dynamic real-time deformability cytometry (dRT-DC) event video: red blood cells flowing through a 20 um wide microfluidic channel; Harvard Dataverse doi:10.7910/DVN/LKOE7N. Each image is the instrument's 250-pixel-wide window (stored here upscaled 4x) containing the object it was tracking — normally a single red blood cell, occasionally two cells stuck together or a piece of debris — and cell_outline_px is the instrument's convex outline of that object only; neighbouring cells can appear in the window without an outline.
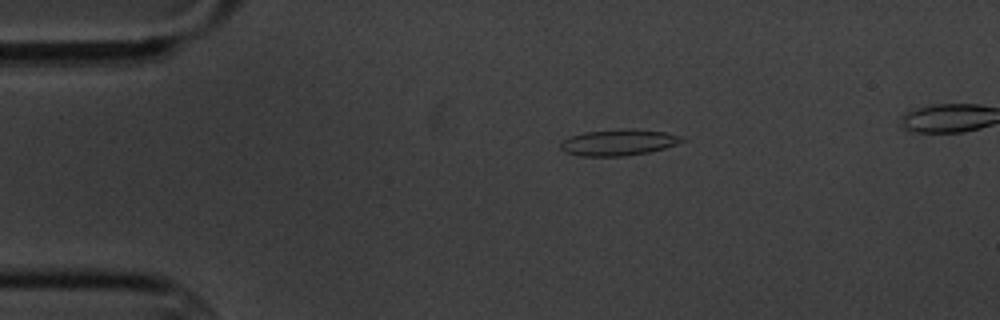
{"species": "common noctule bat (a hibernating species)", "species_latin": "Nyctalus noctula", "temperature_condition": "cold", "stored_images_in_passage": 9, "camera_frame_rate_fps": 3000, "um_per_image_px": 0.085, "animal": {"sex": "male", "body_mass_g": 20.1, "forearm_length_mm": 53.5}, "frame": {"image": 1, "passage_image": 1, "time_ms": 0.0, "image_size_px": [1000, 320], "cell_outline_px": [[688, 140], [664, 148], [648, 152], [624, 156], [580, 156], [564, 152], [560, 148], [560, 140], [584, 132], [624, 128], [632, 128], [664, 132], [680, 136]], "centroid_in_image_um": [52.55, 12.1], "position_along_channel_um": 32.5, "area_um2": 18.67}}
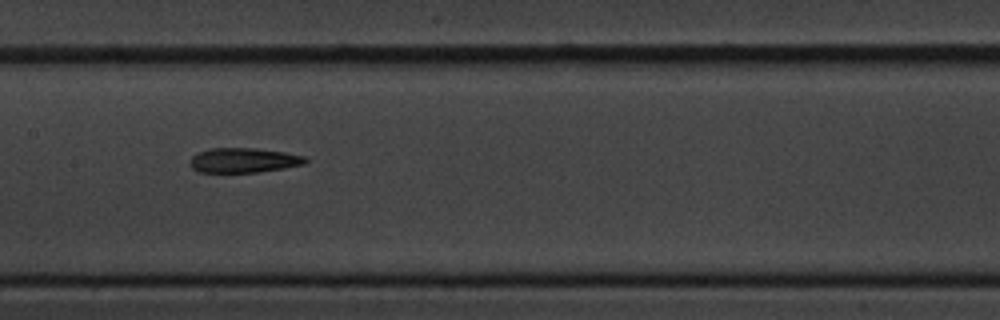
{"frame": {"image": 2, "passage_image": 6, "time_ms": 5.667, "image_size_px": [1000, 320], "cell_outline_px": [[308, 160], [304, 164], [284, 168], [256, 172], [200, 172], [192, 168], [188, 164], [188, 160], [196, 152], [208, 148], [256, 148], [284, 152], [304, 156]], "centroid_in_image_um": [20.64, 13.61], "position_along_channel_um": 186.8, "area_um2": 16.76}}
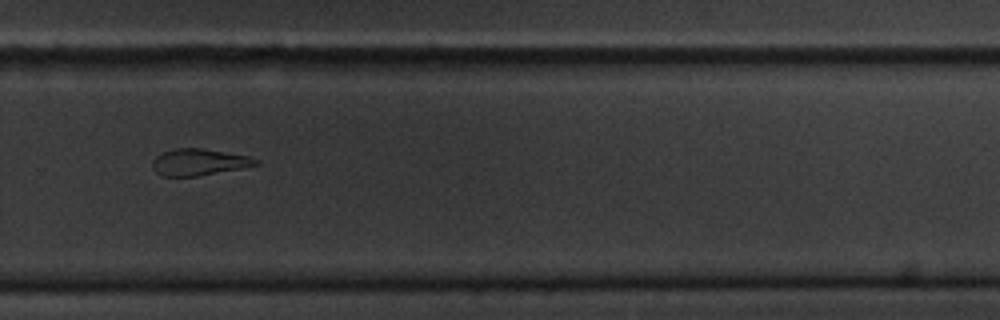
{"frame": {"image": 3, "passage_image": 9, "time_ms": 9.333, "image_size_px": [1000, 320], "cell_outline_px": [[260, 164], [240, 168], [196, 176], [160, 176], [152, 168], [152, 160], [156, 156], [172, 148], [200, 148], [248, 156], [260, 160]], "centroid_in_image_um": [16.87, 13.78], "position_along_channel_um": 312.9, "area_um2": 15.9}}